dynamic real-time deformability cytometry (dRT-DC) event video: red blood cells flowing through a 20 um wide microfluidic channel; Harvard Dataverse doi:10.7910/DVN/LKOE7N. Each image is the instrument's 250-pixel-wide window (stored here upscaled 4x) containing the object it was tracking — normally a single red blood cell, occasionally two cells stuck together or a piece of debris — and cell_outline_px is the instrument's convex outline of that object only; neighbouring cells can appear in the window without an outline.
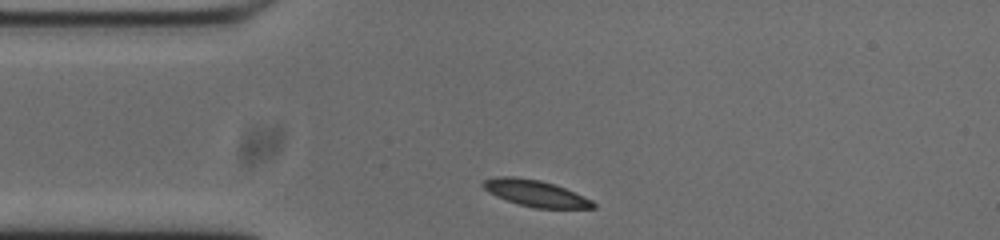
{"species": "common noctule bat (a hibernating species)", "species_latin": "Nyctalus noctula", "temperature_condition": "cold", "stored_images_in_passage": 33, "camera_frame_rate_fps": 3000, "um_per_image_px": 0.085, "animal": {"sex": "male", "body_mass_g": 20.0, "forearm_length_mm": 53.3}, "frame": {"image": 1, "passage_image": 1, "time_ms": 0.0, "image_size_px": [1000, 240], "cell_outline_px": [[596, 208], [536, 208], [520, 204], [496, 196], [488, 192], [480, 184], [484, 180], [500, 176], [512, 176], [540, 180], [556, 184], [584, 196], [592, 200], [596, 204]], "centroid_in_image_um": [45.54, 16.42], "position_along_channel_um": 39.5, "area_um2": 16.88}}
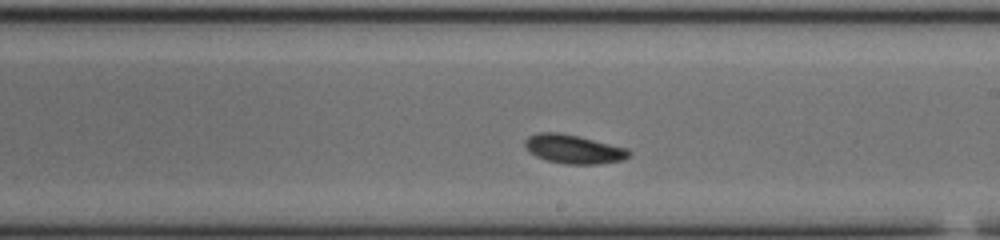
{"frame": {"image": 2, "passage_image": 19, "time_ms": 6.0, "image_size_px": [1000, 240], "cell_outline_px": [[632, 152], [624, 160], [600, 164], [564, 164], [548, 160], [536, 156], [524, 144], [524, 140], [528, 136], [540, 132], [560, 132], [628, 148]], "centroid_in_image_um": [48.79, 12.67], "position_along_channel_um": 240.2, "area_um2": 17.4}}
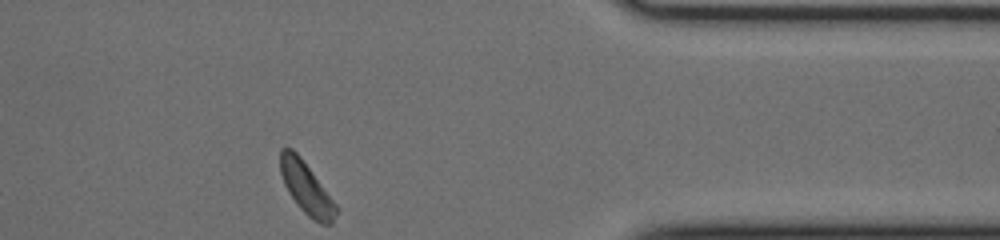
{"frame": {"image": 3, "passage_image": 33, "time_ms": 10.667, "image_size_px": [1000, 240], "cell_outline_px": [[340, 208], [332, 224], [320, 224], [312, 220], [300, 208], [288, 192], [284, 184], [280, 172], [280, 148], [292, 148], [300, 156]], "centroid_in_image_um": [26.06, 16.01], "position_along_channel_um": 385.3, "area_um2": 16.99}, "authors_computed_cell_mechanics": {"area_um2": 16.9932, "velocity_mm_per_s": 3.6609, "shape_relaxation_time_tau1_ms": 6.63, "shape_relaxation_time_tau2_ms": 8.6715, "deformation_change_tau1": 0.1714, "deformation_change_tau2": 0.0605}}